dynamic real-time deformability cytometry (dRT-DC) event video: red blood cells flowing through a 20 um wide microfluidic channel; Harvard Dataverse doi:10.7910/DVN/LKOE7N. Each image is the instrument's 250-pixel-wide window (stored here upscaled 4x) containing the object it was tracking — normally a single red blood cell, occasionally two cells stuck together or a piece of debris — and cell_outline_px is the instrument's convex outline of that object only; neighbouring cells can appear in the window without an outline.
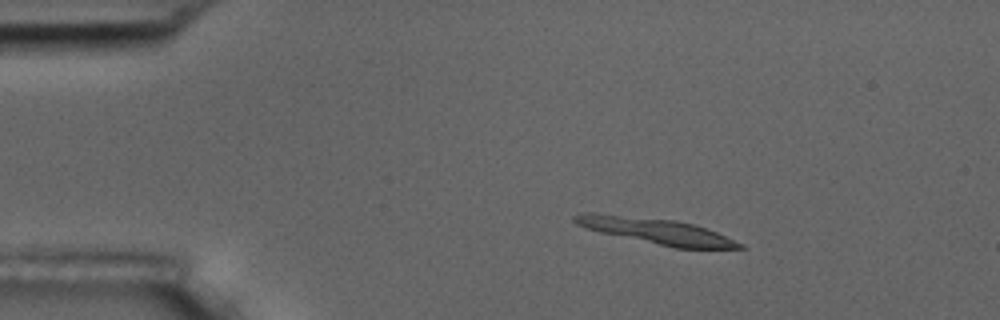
{"species": "common noctule bat (a hibernating species)", "species_latin": "Nyctalus noctula", "temperature_condition": "room temperature", "stored_images_in_passage": 3, "camera_frame_rate_fps": 3000, "um_per_image_px": 0.085, "animal": {"sex": "male", "body_mass_g": 17.5, "forearm_length_mm": 52.3}, "frame": {"image": 1, "passage_image": 1, "time_ms": 0.0, "image_size_px": [1000, 320], "cell_outline_px": [[744, 248], [676, 248], [600, 232], [576, 224], [572, 220], [572, 216], [584, 212], [592, 212], [676, 220], [696, 224], [716, 232], [744, 244]], "centroid_in_image_um": [55.76, 19.62], "position_along_channel_um": 29.2, "area_um2": 24.51}}